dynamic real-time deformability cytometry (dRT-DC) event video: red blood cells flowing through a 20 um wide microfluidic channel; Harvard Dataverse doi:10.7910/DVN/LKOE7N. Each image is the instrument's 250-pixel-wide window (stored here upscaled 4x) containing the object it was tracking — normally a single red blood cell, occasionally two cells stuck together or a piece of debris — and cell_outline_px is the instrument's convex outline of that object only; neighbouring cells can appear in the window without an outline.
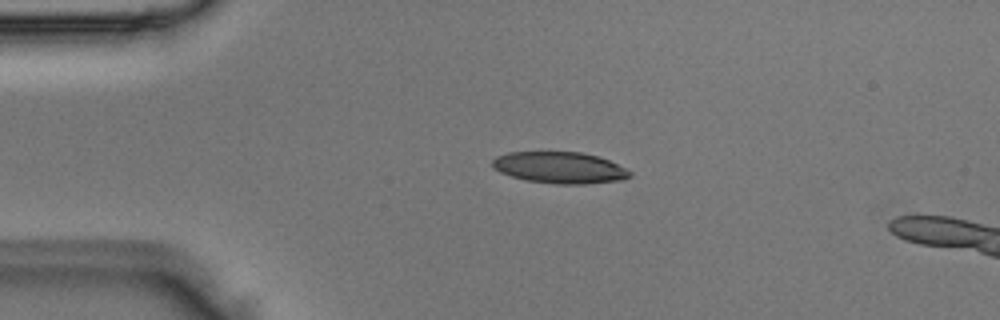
{"species": "Egyptian fruit bat (a non-hibernating species)", "species_latin": "Rousettus aegyptiacus", "temperature_condition": "room temperature", "stored_images_in_passage": 5, "camera_frame_rate_fps": 3000, "um_per_image_px": 0.085, "animal": {"sex": "male"}, "frame": {"image": 1, "passage_image": 3, "time_ms": 0.667, "image_size_px": [1000, 320], "cell_outline_px": [[632, 176], [620, 180], [584, 184], [556, 184], [528, 180], [512, 176], [500, 172], [492, 168], [492, 160], [496, 156], [508, 152], [580, 152], [596, 156], [608, 160], [628, 168], [632, 172]], "centroid_in_image_um": [47.58, 14.24], "position_along_channel_um": 37.4, "area_um2": 25.2}}